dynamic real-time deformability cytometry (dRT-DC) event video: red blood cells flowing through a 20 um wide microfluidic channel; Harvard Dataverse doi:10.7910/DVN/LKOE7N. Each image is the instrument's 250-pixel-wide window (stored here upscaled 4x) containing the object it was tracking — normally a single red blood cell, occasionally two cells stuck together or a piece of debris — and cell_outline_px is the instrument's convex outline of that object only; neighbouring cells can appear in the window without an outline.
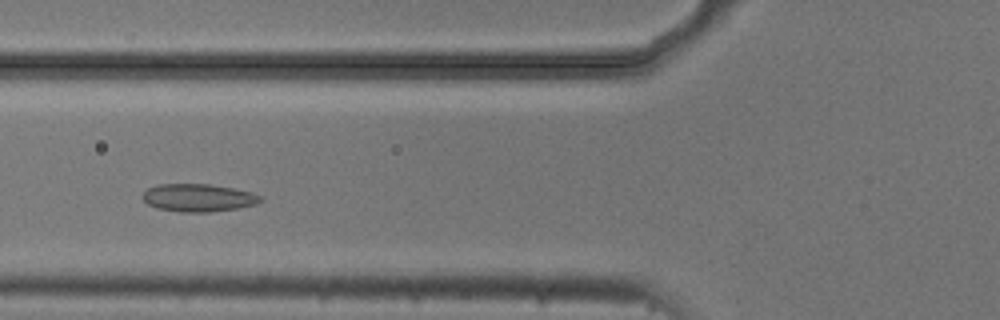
{"species": "common noctule bat (a hibernating species)", "species_latin": "Nyctalus noctula", "temperature_condition": "cold", "stored_images_in_passage": 4, "camera_frame_rate_fps": 3000, "um_per_image_px": 0.085, "animal": {"sex": "male", "body_mass_g": 20.5, "forearm_length_mm": 52.5}, "frame": {"image": 1, "passage_image": 2, "time_ms": 0.333, "image_size_px": [1000, 320], "cell_outline_px": [[264, 200], [256, 204], [240, 208], [208, 212], [180, 212], [156, 208], [148, 204], [144, 200], [144, 192], [148, 188], [156, 184], [208, 184], [232, 188], [252, 192], [264, 196]], "centroid_in_image_um": [16.9, 16.81], "position_along_channel_um": 108.9, "area_um2": 19.19}}
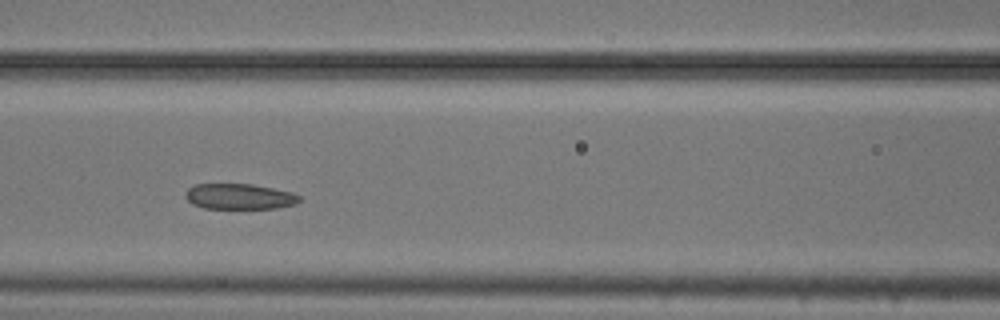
{"frame": {"image": 2, "passage_image": 3, "time_ms": 0.667, "image_size_px": [1000, 320], "cell_outline_px": [[300, 200], [296, 204], [276, 208], [204, 208], [192, 204], [184, 196], [184, 192], [188, 188], [196, 184], [252, 184], [292, 192], [300, 196]], "centroid_in_image_um": [20.33, 16.7], "position_along_channel_um": 146.3, "area_um2": 16.99}}
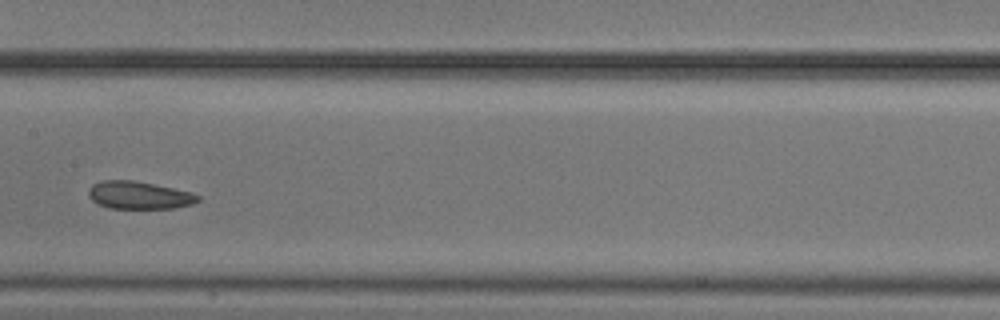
{"frame": {"image": 3, "passage_image": 4, "time_ms": 1.0, "image_size_px": [1000, 320], "cell_outline_px": [[200, 200], [192, 204], [172, 208], [108, 208], [92, 200], [88, 196], [88, 188], [92, 184], [100, 180], [132, 180], [192, 192], [200, 196]], "centroid_in_image_um": [11.79, 16.59], "position_along_channel_um": 195.6, "area_um2": 17.57}}